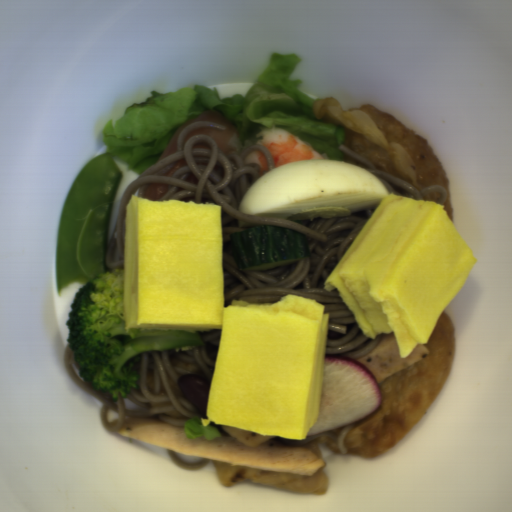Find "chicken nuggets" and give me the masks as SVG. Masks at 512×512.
Wrapping results in <instances>:
<instances>
[{"mask_svg":"<svg viewBox=\"0 0 512 512\" xmlns=\"http://www.w3.org/2000/svg\"><path fill=\"white\" fill-rule=\"evenodd\" d=\"M218 483L230 488L242 482L259 485L281 492L299 495H324L328 491L329 479L321 469L311 476L293 475L257 469L211 459Z\"/></svg>","mask_w":512,"mask_h":512,"instance_id":"1","label":"chicken nuggets"}]
</instances>
